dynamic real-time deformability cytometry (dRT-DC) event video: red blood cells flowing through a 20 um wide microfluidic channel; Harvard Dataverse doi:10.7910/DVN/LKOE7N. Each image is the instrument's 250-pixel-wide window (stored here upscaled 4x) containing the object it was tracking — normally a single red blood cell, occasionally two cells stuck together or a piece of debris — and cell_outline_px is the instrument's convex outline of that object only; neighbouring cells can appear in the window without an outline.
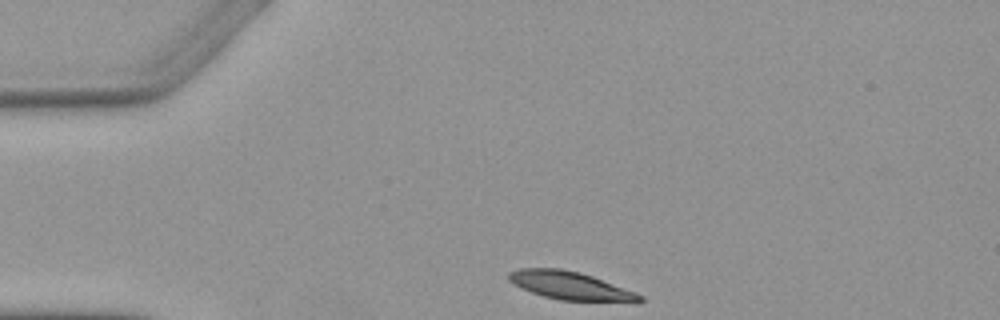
{"species": "Egyptian fruit bat (a non-hibernating species)", "species_latin": "Rousettus aegyptiacus", "temperature_condition": "warm", "stored_images_in_passage": 2, "camera_frame_rate_fps": 3000, "um_per_image_px": 0.085, "animal": {"sex": "female"}, "frame": {"image": 1, "passage_image": 1, "time_ms": 0.0, "image_size_px": [1000, 320], "cell_outline_px": [[644, 300], [640, 304], [632, 304], [560, 300], [544, 296], [532, 292], [508, 280], [508, 272], [520, 268], [560, 268], [580, 272], [592, 276], [636, 292], [644, 296]], "centroid_in_image_um": [48.63, 24.32], "position_along_channel_um": 36.4, "area_um2": 22.02}}